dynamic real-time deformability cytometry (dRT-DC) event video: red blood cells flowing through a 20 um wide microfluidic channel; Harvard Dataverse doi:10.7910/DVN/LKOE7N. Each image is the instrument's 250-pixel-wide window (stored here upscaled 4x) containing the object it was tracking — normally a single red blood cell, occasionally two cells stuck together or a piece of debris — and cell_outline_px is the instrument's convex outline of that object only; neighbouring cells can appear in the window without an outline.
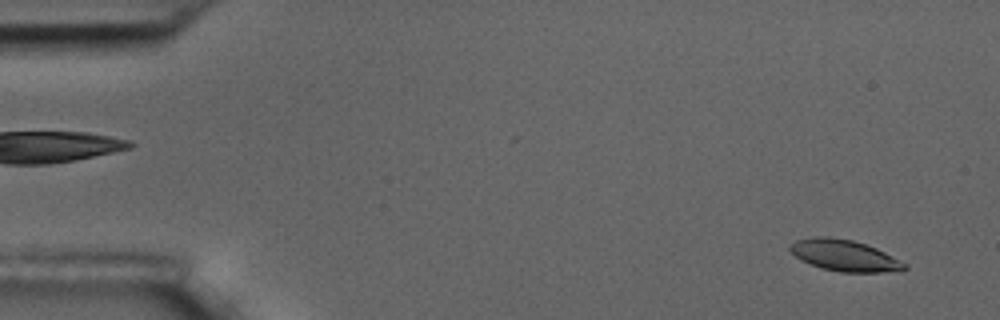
{"species": "common noctule bat (a hibernating species)", "species_latin": "Nyctalus noctula", "temperature_condition": "room temperature", "stored_images_in_passage": 57, "camera_frame_rate_fps": 3000, "um_per_image_px": 0.085, "animal": {"sex": "male", "body_mass_g": 17.5, "forearm_length_mm": 52.3}, "frame": {"image": 1, "passage_image": 3, "time_ms": 0.667, "image_size_px": [1000, 320], "cell_outline_px": [[908, 268], [900, 272], [840, 272], [820, 268], [800, 260], [788, 248], [796, 240], [816, 236], [828, 236], [852, 240], [876, 248], [900, 260]], "centroid_in_image_um": [71.78, 21.73], "position_along_channel_um": 13.2, "area_um2": 20.87}}
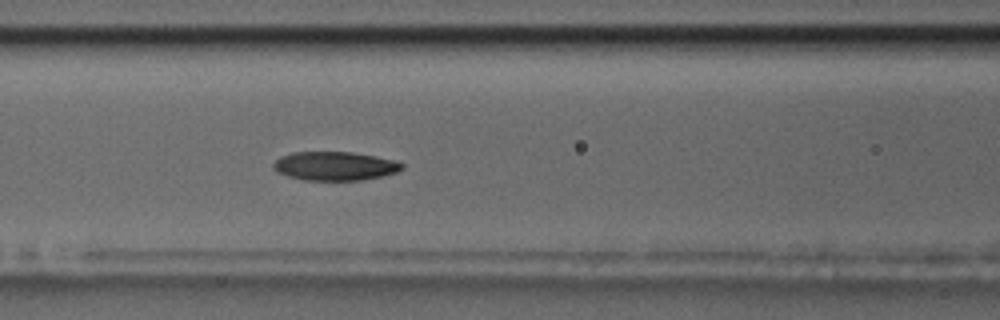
{"frame": {"image": 2, "passage_image": 24, "time_ms": 7.667, "image_size_px": [1000, 320], "cell_outline_px": [[404, 168], [396, 172], [380, 176], [360, 180], [304, 180], [288, 176], [276, 172], [272, 168], [272, 164], [280, 156], [292, 152], [352, 152], [376, 156], [392, 160], [404, 164]], "centroid_in_image_um": [28.41, 14.11], "position_along_channel_um": 138.2, "area_um2": 21.56}}
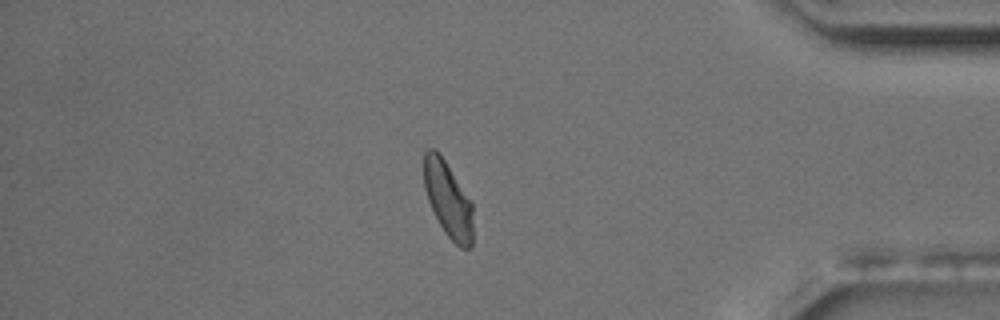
{"frame": {"image": 3, "passage_image": 49, "time_ms": 16.0, "image_size_px": [1000, 320], "cell_outline_px": [[472, 244], [468, 248], [460, 248], [444, 232], [428, 200], [424, 188], [424, 152], [428, 148], [436, 148], [472, 200]], "centroid_in_image_um": [38.09, 16.92], "position_along_channel_um": 397.1, "area_um2": 21.62}, "authors_computed_cell_mechanics": {"area_um2": 22.0796, "velocity_mm_per_s": 3.5008, "shape_relaxation_time_tau1_ms": 3.5265, "shape_relaxation_time_tau2_ms": 3.181, "deformation_change_tau1": 0.1277, "deformation_change_tau2": 0.0807}}